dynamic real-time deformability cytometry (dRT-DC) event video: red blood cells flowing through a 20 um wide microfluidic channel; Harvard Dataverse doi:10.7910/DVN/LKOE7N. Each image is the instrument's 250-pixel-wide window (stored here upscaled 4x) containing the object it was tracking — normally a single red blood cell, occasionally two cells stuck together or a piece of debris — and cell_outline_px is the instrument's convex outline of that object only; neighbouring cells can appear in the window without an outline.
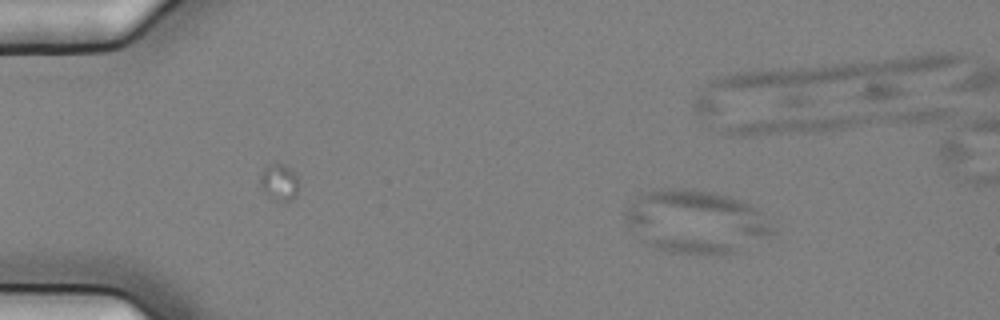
{"species": "common noctule bat (a hibernating species)", "species_latin": "Nyctalus noctula", "temperature_condition": "cold", "stored_images_in_passage": 15, "camera_frame_rate_fps": 3000, "um_per_image_px": 0.085, "animal": {"sex": "female", "body_mass_g": 25.1}, "frame": {"image": 1, "passage_image": 9, "time_ms": 2.667, "image_size_px": [1000, 320], "cell_outline_px": [[776, 232], [736, 252], [708, 256], [696, 256], [672, 252], [656, 248], [640, 240], [628, 224], [624, 216], [624, 212], [636, 196], [640, 192], [668, 188], [684, 188], [712, 192], [728, 196], [740, 200], [748, 204], [760, 212], [776, 228]], "centroid_in_image_um": [59.13, 18.86], "position_along_channel_um": 25.9, "area_um2": 54.51}}